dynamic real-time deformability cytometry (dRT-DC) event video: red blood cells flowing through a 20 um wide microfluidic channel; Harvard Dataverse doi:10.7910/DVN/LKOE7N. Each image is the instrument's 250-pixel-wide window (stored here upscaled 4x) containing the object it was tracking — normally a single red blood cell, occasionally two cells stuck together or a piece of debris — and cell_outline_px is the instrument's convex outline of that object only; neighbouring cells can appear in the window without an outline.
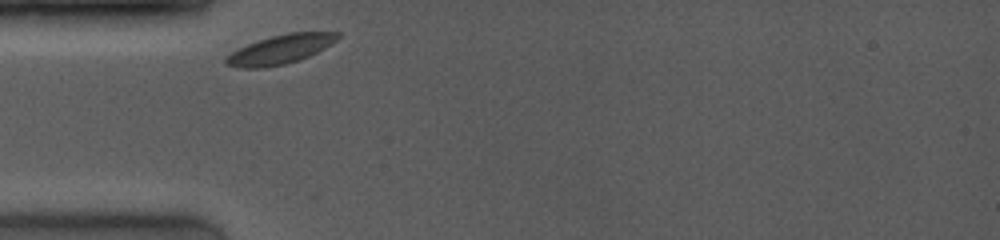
{"species": "common noctule bat (a hibernating species)", "species_latin": "Nyctalus noctula", "temperature_condition": "room temperature", "stored_images_in_passage": 5, "camera_frame_rate_fps": 4000, "um_per_image_px": 0.085, "animal": {"sex": "female", "body_mass_g": 19.0, "forearm_length_mm": 53.3}, "frame": {"image": 1, "passage_image": 1, "time_ms": 0.0, "image_size_px": [1000, 240], "cell_outline_px": [[340, 36], [336, 40], [324, 48], [308, 56], [284, 64], [264, 68], [240, 68], [224, 64], [224, 60], [232, 52], [248, 44], [272, 36], [288, 32], [340, 32]], "centroid_in_image_um": [23.82, 4.2], "position_along_channel_um": 61.2, "area_um2": 18.61}}